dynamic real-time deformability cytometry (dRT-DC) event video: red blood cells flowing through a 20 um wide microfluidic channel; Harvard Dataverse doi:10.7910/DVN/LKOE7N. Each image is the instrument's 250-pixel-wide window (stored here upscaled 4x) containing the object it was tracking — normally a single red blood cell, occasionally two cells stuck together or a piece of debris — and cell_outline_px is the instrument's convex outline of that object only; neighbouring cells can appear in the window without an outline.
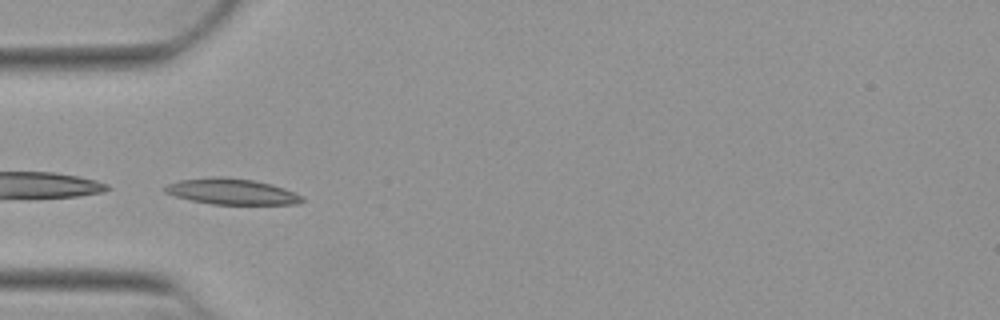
{"species": "Egyptian fruit bat (a non-hibernating species)", "species_latin": "Rousettus aegyptiacus", "temperature_condition": "warm", "stored_images_in_passage": 37, "camera_frame_rate_fps": 3000, "um_per_image_px": 0.085, "animal": {"sex": "female"}, "frame": {"image": 1, "passage_image": 1, "time_ms": 0.0, "image_size_px": [1000, 320], "cell_outline_px": [[304, 200], [296, 204], [212, 204], [192, 200], [176, 196], [164, 192], [164, 188], [168, 184], [180, 180], [212, 176], [224, 176], [252, 180], [272, 184], [296, 192], [304, 196]], "centroid_in_image_um": [19.73, 16.27], "position_along_channel_um": 65.3, "area_um2": 20.69}}
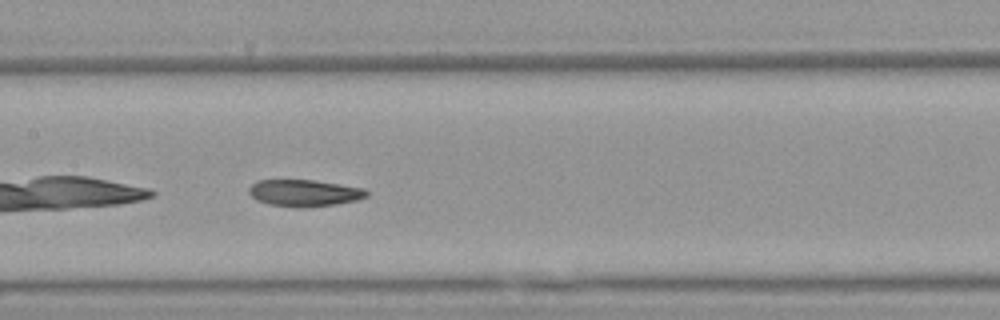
{"frame": {"image": 2, "passage_image": 10, "time_ms": 3.0, "image_size_px": [1000, 320], "cell_outline_px": [[368, 196], [356, 200], [336, 204], [268, 204], [256, 200], [248, 192], [248, 188], [256, 180], [312, 180], [340, 184], [364, 188], [368, 192]], "centroid_in_image_um": [25.86, 16.34], "position_along_channel_um": 181.5, "area_um2": 17.4}}
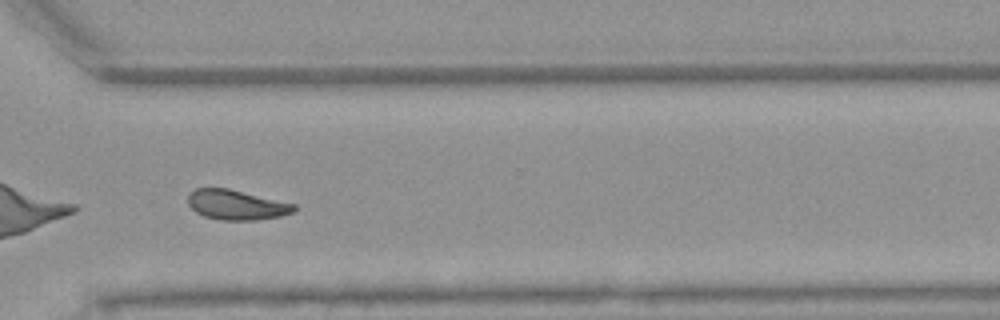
{"frame": {"image": 3, "passage_image": 23, "time_ms": 7.333, "image_size_px": [1000, 320], "cell_outline_px": [[296, 212], [280, 216], [256, 220], [220, 220], [204, 216], [196, 212], [188, 204], [188, 192], [196, 188], [228, 188], [296, 204]], "centroid_in_image_um": [20.1, 17.41], "position_along_channel_um": 350.5, "area_um2": 18.61}, "authors_computed_cell_mechanics": {"area_um2": 18.6116, "velocity_mm_per_s": 3.899, "shape_relaxation_time_tau1_ms": null, "shape_relaxation_time_tau2_ms": 3.6821, "deformation_change_tau1": null, "deformation_change_tau2": 0.1024}}